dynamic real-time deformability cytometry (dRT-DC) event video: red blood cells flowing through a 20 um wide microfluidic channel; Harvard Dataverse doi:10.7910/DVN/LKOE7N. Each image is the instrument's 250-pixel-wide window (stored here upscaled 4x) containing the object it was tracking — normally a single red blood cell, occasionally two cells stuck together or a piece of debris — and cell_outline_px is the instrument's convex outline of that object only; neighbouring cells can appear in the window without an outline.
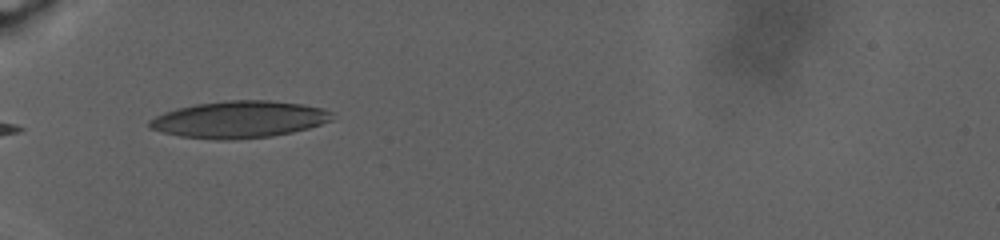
{"species": "human", "species_latin": "Homo sapiens", "temperature_condition": "warm", "stored_images_in_passage": 5, "camera_frame_rate_fps": 3000, "um_per_image_px": 0.085, "donor": {"sex": "male"}, "frame": {"image": 1, "passage_image": 1, "time_ms": 0.0, "image_size_px": [1000, 240], "cell_outline_px": [[332, 120], [308, 128], [292, 132], [272, 136], [232, 140], [216, 140], [180, 136], [160, 132], [148, 128], [148, 120], [164, 112], [176, 108], [196, 104], [228, 100], [268, 100], [304, 104], [324, 108], [332, 112]], "centroid_in_image_um": [20.31, 10.15], "position_along_channel_um": 64.7, "area_um2": 39.54}}